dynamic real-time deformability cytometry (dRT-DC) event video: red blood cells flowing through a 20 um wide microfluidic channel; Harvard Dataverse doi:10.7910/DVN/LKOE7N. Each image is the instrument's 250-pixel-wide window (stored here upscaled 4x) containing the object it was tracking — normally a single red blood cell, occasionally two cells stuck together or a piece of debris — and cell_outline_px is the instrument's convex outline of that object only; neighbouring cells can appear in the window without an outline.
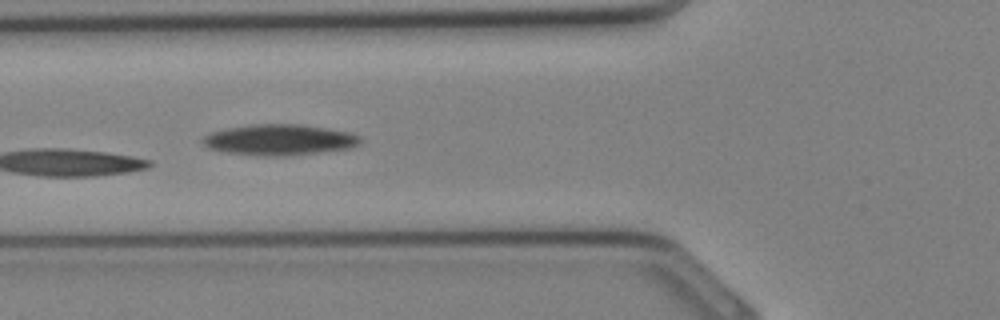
{"species": "Egyptian fruit bat (a non-hibernating species)", "species_latin": "Rousettus aegyptiacus", "temperature_condition": "cold", "stored_images_in_passage": 31, "camera_frame_rate_fps": 3000, "um_per_image_px": 0.085, "animal": {"sex": "female"}, "frame": {"image": 1, "passage_image": 10, "time_ms": 3.0, "image_size_px": [1000, 320], "cell_outline_px": [[364, 140], [360, 144], [348, 148], [288, 156], [264, 156], [228, 152], [208, 148], [204, 144], [204, 136], [212, 132], [228, 128], [252, 124], [300, 124], [348, 132], [360, 136]], "centroid_in_image_um": [23.78, 11.88], "position_along_channel_um": 102.0, "area_um2": 28.03}}
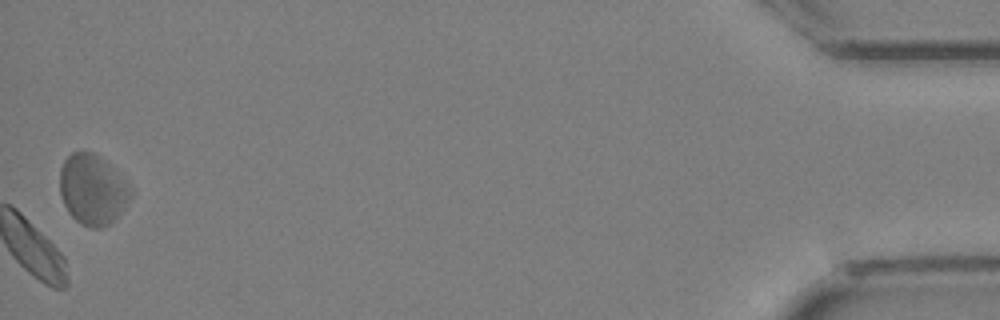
{"frame": {"image": 2, "passage_image": 31, "time_ms": 10.0, "image_size_px": [1000, 320], "cell_outline_px": [[132, 192], [124, 208], [108, 224], [100, 228], [92, 228], [76, 220], [68, 212], [64, 204], [60, 192], [60, 168], [64, 160], [72, 152], [92, 152], [104, 160], [132, 188]], "centroid_in_image_um": [7.84, 16.11], "position_along_channel_um": 427.4, "area_um2": 28.44}}